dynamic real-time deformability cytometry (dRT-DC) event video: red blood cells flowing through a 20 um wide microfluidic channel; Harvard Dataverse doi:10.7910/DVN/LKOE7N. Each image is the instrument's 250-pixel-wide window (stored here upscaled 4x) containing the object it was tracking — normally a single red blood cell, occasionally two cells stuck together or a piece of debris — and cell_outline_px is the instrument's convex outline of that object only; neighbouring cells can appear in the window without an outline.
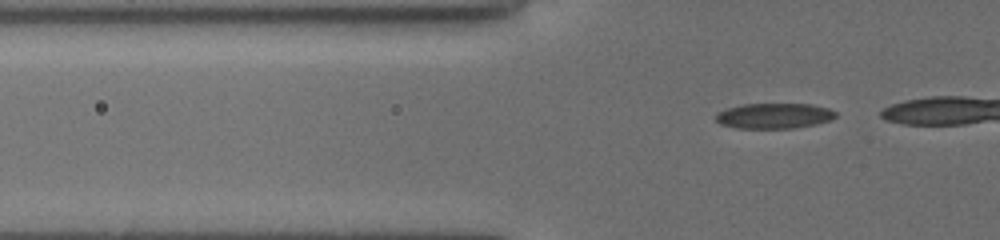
{"species": "common noctule bat (a hibernating species)", "species_latin": "Nyctalus noctula", "temperature_condition": "cold", "stored_images_in_passage": 9, "camera_frame_rate_fps": 3000, "um_per_image_px": 0.085, "animal": {"sex": "female", "body_mass_g": 19.5, "forearm_length_mm": 54.1}, "frame": {"image": 1, "passage_image": 2, "time_ms": 0.333, "image_size_px": [1000, 240], "cell_outline_px": [[836, 116], [832, 120], [816, 124], [792, 128], [736, 128], [720, 124], [716, 120], [716, 112], [728, 108], [744, 104], [812, 104], [828, 108], [836, 112]], "centroid_in_image_um": [65.81, 9.84], "position_along_channel_um": 60.0, "area_um2": 17.74}}
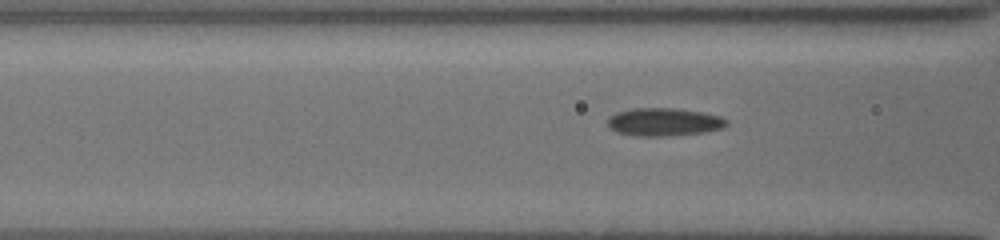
{"frame": {"image": 2, "passage_image": 7, "time_ms": 2.0, "image_size_px": [1000, 240], "cell_outline_px": [[728, 124], [724, 128], [704, 132], [660, 136], [640, 136], [616, 132], [608, 124], [608, 116], [616, 112], [632, 108], [676, 108], [704, 112], [720, 116], [728, 120]], "centroid_in_image_um": [56.46, 10.35], "position_along_channel_um": 110.1, "area_um2": 19.42}}